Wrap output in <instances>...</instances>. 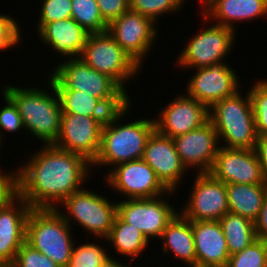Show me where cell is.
<instances>
[{"label":"cell","mask_w":267,"mask_h":267,"mask_svg":"<svg viewBox=\"0 0 267 267\" xmlns=\"http://www.w3.org/2000/svg\"><path fill=\"white\" fill-rule=\"evenodd\" d=\"M43 146L14 172L13 189L32 209H57L58 204L82 189L93 167L80 154L53 144Z\"/></svg>","instance_id":"obj_1"},{"label":"cell","mask_w":267,"mask_h":267,"mask_svg":"<svg viewBox=\"0 0 267 267\" xmlns=\"http://www.w3.org/2000/svg\"><path fill=\"white\" fill-rule=\"evenodd\" d=\"M130 108L131 103L113 112L103 124L100 150L91 163L92 166L115 167L121 163L142 159L146 142L155 130V120L145 118L121 125L119 121L127 115Z\"/></svg>","instance_id":"obj_2"},{"label":"cell","mask_w":267,"mask_h":267,"mask_svg":"<svg viewBox=\"0 0 267 267\" xmlns=\"http://www.w3.org/2000/svg\"><path fill=\"white\" fill-rule=\"evenodd\" d=\"M48 81L52 95L39 88H19L13 85H6L2 91L17 106L24 130L42 140L43 145L54 144L57 140L63 113L58 94L51 80Z\"/></svg>","instance_id":"obj_3"},{"label":"cell","mask_w":267,"mask_h":267,"mask_svg":"<svg viewBox=\"0 0 267 267\" xmlns=\"http://www.w3.org/2000/svg\"><path fill=\"white\" fill-rule=\"evenodd\" d=\"M67 61L56 66L53 74L49 75L55 89L86 92L91 97L101 99L113 112L131 102L128 94L112 78L92 69L80 57Z\"/></svg>","instance_id":"obj_4"},{"label":"cell","mask_w":267,"mask_h":267,"mask_svg":"<svg viewBox=\"0 0 267 267\" xmlns=\"http://www.w3.org/2000/svg\"><path fill=\"white\" fill-rule=\"evenodd\" d=\"M209 120L213 123L219 140L226 142L222 147L255 149L258 136L249 92L243 97L239 90L215 103L209 109Z\"/></svg>","instance_id":"obj_5"},{"label":"cell","mask_w":267,"mask_h":267,"mask_svg":"<svg viewBox=\"0 0 267 267\" xmlns=\"http://www.w3.org/2000/svg\"><path fill=\"white\" fill-rule=\"evenodd\" d=\"M71 226L57 209H32L26 222V242L60 267H67L73 249Z\"/></svg>","instance_id":"obj_6"},{"label":"cell","mask_w":267,"mask_h":267,"mask_svg":"<svg viewBox=\"0 0 267 267\" xmlns=\"http://www.w3.org/2000/svg\"><path fill=\"white\" fill-rule=\"evenodd\" d=\"M79 57L92 69L112 78L126 93L125 82L141 69L108 31L89 34Z\"/></svg>","instance_id":"obj_7"},{"label":"cell","mask_w":267,"mask_h":267,"mask_svg":"<svg viewBox=\"0 0 267 267\" xmlns=\"http://www.w3.org/2000/svg\"><path fill=\"white\" fill-rule=\"evenodd\" d=\"M105 198L82 188L72 193L61 203L67 212L58 208L57 210L70 226L72 223L70 221L73 219L84 230L86 229L89 233H93L92 235L104 240L108 237L117 215V201L112 203Z\"/></svg>","instance_id":"obj_8"},{"label":"cell","mask_w":267,"mask_h":267,"mask_svg":"<svg viewBox=\"0 0 267 267\" xmlns=\"http://www.w3.org/2000/svg\"><path fill=\"white\" fill-rule=\"evenodd\" d=\"M235 34L231 28L211 23V27L190 38L187 46L179 53L177 64L197 69L223 62L232 50Z\"/></svg>","instance_id":"obj_9"},{"label":"cell","mask_w":267,"mask_h":267,"mask_svg":"<svg viewBox=\"0 0 267 267\" xmlns=\"http://www.w3.org/2000/svg\"><path fill=\"white\" fill-rule=\"evenodd\" d=\"M18 203V204H17ZM32 208L12 189L0 200V263L11 266L26 241V222Z\"/></svg>","instance_id":"obj_10"},{"label":"cell","mask_w":267,"mask_h":267,"mask_svg":"<svg viewBox=\"0 0 267 267\" xmlns=\"http://www.w3.org/2000/svg\"><path fill=\"white\" fill-rule=\"evenodd\" d=\"M162 197L117 201V215L124 222L139 228L149 241L154 237L160 240L168 223L178 213Z\"/></svg>","instance_id":"obj_11"},{"label":"cell","mask_w":267,"mask_h":267,"mask_svg":"<svg viewBox=\"0 0 267 267\" xmlns=\"http://www.w3.org/2000/svg\"><path fill=\"white\" fill-rule=\"evenodd\" d=\"M112 169L106 175L107 184L128 199L154 198L175 192L161 183L154 170L143 159L121 163Z\"/></svg>","instance_id":"obj_12"},{"label":"cell","mask_w":267,"mask_h":267,"mask_svg":"<svg viewBox=\"0 0 267 267\" xmlns=\"http://www.w3.org/2000/svg\"><path fill=\"white\" fill-rule=\"evenodd\" d=\"M155 22L140 13L125 12L108 24L107 31L118 45L141 67L144 59L157 38ZM148 52V53H147Z\"/></svg>","instance_id":"obj_13"},{"label":"cell","mask_w":267,"mask_h":267,"mask_svg":"<svg viewBox=\"0 0 267 267\" xmlns=\"http://www.w3.org/2000/svg\"><path fill=\"white\" fill-rule=\"evenodd\" d=\"M196 174L189 203L180 213L190 221H219L229 212L226 184L209 173Z\"/></svg>","instance_id":"obj_14"},{"label":"cell","mask_w":267,"mask_h":267,"mask_svg":"<svg viewBox=\"0 0 267 267\" xmlns=\"http://www.w3.org/2000/svg\"><path fill=\"white\" fill-rule=\"evenodd\" d=\"M224 62L195 69L196 74L189 79L185 94L210 109L215 103L239 91V77Z\"/></svg>","instance_id":"obj_15"},{"label":"cell","mask_w":267,"mask_h":267,"mask_svg":"<svg viewBox=\"0 0 267 267\" xmlns=\"http://www.w3.org/2000/svg\"><path fill=\"white\" fill-rule=\"evenodd\" d=\"M102 127L97 118L62 113L60 133L53 145L80 154L92 163L100 150Z\"/></svg>","instance_id":"obj_16"},{"label":"cell","mask_w":267,"mask_h":267,"mask_svg":"<svg viewBox=\"0 0 267 267\" xmlns=\"http://www.w3.org/2000/svg\"><path fill=\"white\" fill-rule=\"evenodd\" d=\"M208 173L225 184H267L254 149L221 146Z\"/></svg>","instance_id":"obj_17"},{"label":"cell","mask_w":267,"mask_h":267,"mask_svg":"<svg viewBox=\"0 0 267 267\" xmlns=\"http://www.w3.org/2000/svg\"><path fill=\"white\" fill-rule=\"evenodd\" d=\"M173 140L186 169L197 167V173L210 171L220 149L218 133L210 120L197 129L174 137Z\"/></svg>","instance_id":"obj_18"},{"label":"cell","mask_w":267,"mask_h":267,"mask_svg":"<svg viewBox=\"0 0 267 267\" xmlns=\"http://www.w3.org/2000/svg\"><path fill=\"white\" fill-rule=\"evenodd\" d=\"M161 110L160 117L155 119V129L170 138L197 129L209 121V108L187 94L178 95Z\"/></svg>","instance_id":"obj_19"},{"label":"cell","mask_w":267,"mask_h":267,"mask_svg":"<svg viewBox=\"0 0 267 267\" xmlns=\"http://www.w3.org/2000/svg\"><path fill=\"white\" fill-rule=\"evenodd\" d=\"M142 159L168 190L176 191L186 167L180 160L173 138L164 136L155 129L146 142Z\"/></svg>","instance_id":"obj_20"},{"label":"cell","mask_w":267,"mask_h":267,"mask_svg":"<svg viewBox=\"0 0 267 267\" xmlns=\"http://www.w3.org/2000/svg\"><path fill=\"white\" fill-rule=\"evenodd\" d=\"M196 267H226L230 257L219 221H192Z\"/></svg>","instance_id":"obj_21"},{"label":"cell","mask_w":267,"mask_h":267,"mask_svg":"<svg viewBox=\"0 0 267 267\" xmlns=\"http://www.w3.org/2000/svg\"><path fill=\"white\" fill-rule=\"evenodd\" d=\"M37 35L42 43L55 49L64 58H78L85 46L88 33L72 18L38 23Z\"/></svg>","instance_id":"obj_22"},{"label":"cell","mask_w":267,"mask_h":267,"mask_svg":"<svg viewBox=\"0 0 267 267\" xmlns=\"http://www.w3.org/2000/svg\"><path fill=\"white\" fill-rule=\"evenodd\" d=\"M204 22L214 20L216 24L235 30V21H247L267 16V0H203Z\"/></svg>","instance_id":"obj_23"},{"label":"cell","mask_w":267,"mask_h":267,"mask_svg":"<svg viewBox=\"0 0 267 267\" xmlns=\"http://www.w3.org/2000/svg\"><path fill=\"white\" fill-rule=\"evenodd\" d=\"M164 241L162 251L172 252L174 257L180 258L189 267H196V250L192 231V221L186 219L181 213L168 223L160 237Z\"/></svg>","instance_id":"obj_24"},{"label":"cell","mask_w":267,"mask_h":267,"mask_svg":"<svg viewBox=\"0 0 267 267\" xmlns=\"http://www.w3.org/2000/svg\"><path fill=\"white\" fill-rule=\"evenodd\" d=\"M226 190L229 212L254 222L267 195V184H226Z\"/></svg>","instance_id":"obj_25"},{"label":"cell","mask_w":267,"mask_h":267,"mask_svg":"<svg viewBox=\"0 0 267 267\" xmlns=\"http://www.w3.org/2000/svg\"><path fill=\"white\" fill-rule=\"evenodd\" d=\"M63 113L85 115L99 119L103 124L113 111L101 100L86 92L71 89H55Z\"/></svg>","instance_id":"obj_26"},{"label":"cell","mask_w":267,"mask_h":267,"mask_svg":"<svg viewBox=\"0 0 267 267\" xmlns=\"http://www.w3.org/2000/svg\"><path fill=\"white\" fill-rule=\"evenodd\" d=\"M105 240L112 243L115 251L119 254L132 257V261L146 249L150 242L139 228L124 222L118 215H116L110 233Z\"/></svg>","instance_id":"obj_27"},{"label":"cell","mask_w":267,"mask_h":267,"mask_svg":"<svg viewBox=\"0 0 267 267\" xmlns=\"http://www.w3.org/2000/svg\"><path fill=\"white\" fill-rule=\"evenodd\" d=\"M219 222L227 241L230 256L247 248L258 239L254 222L246 217L227 212Z\"/></svg>","instance_id":"obj_28"},{"label":"cell","mask_w":267,"mask_h":267,"mask_svg":"<svg viewBox=\"0 0 267 267\" xmlns=\"http://www.w3.org/2000/svg\"><path fill=\"white\" fill-rule=\"evenodd\" d=\"M71 18L88 34L108 29V23L102 18L96 0H72Z\"/></svg>","instance_id":"obj_29"},{"label":"cell","mask_w":267,"mask_h":267,"mask_svg":"<svg viewBox=\"0 0 267 267\" xmlns=\"http://www.w3.org/2000/svg\"><path fill=\"white\" fill-rule=\"evenodd\" d=\"M226 267H267V240L257 239L247 248L232 254Z\"/></svg>","instance_id":"obj_30"},{"label":"cell","mask_w":267,"mask_h":267,"mask_svg":"<svg viewBox=\"0 0 267 267\" xmlns=\"http://www.w3.org/2000/svg\"><path fill=\"white\" fill-rule=\"evenodd\" d=\"M73 245L71 258L67 267H101L109 258V252H106L98 244L88 243L79 247Z\"/></svg>","instance_id":"obj_31"},{"label":"cell","mask_w":267,"mask_h":267,"mask_svg":"<svg viewBox=\"0 0 267 267\" xmlns=\"http://www.w3.org/2000/svg\"><path fill=\"white\" fill-rule=\"evenodd\" d=\"M257 136H267V79L249 89Z\"/></svg>","instance_id":"obj_32"},{"label":"cell","mask_w":267,"mask_h":267,"mask_svg":"<svg viewBox=\"0 0 267 267\" xmlns=\"http://www.w3.org/2000/svg\"><path fill=\"white\" fill-rule=\"evenodd\" d=\"M182 5L179 0H129L131 11L149 17L154 22L166 13L179 11Z\"/></svg>","instance_id":"obj_33"},{"label":"cell","mask_w":267,"mask_h":267,"mask_svg":"<svg viewBox=\"0 0 267 267\" xmlns=\"http://www.w3.org/2000/svg\"><path fill=\"white\" fill-rule=\"evenodd\" d=\"M10 267H60L49 257L34 249L26 241L17 251L14 263Z\"/></svg>","instance_id":"obj_34"},{"label":"cell","mask_w":267,"mask_h":267,"mask_svg":"<svg viewBox=\"0 0 267 267\" xmlns=\"http://www.w3.org/2000/svg\"><path fill=\"white\" fill-rule=\"evenodd\" d=\"M39 23L71 18L72 0H42Z\"/></svg>","instance_id":"obj_35"},{"label":"cell","mask_w":267,"mask_h":267,"mask_svg":"<svg viewBox=\"0 0 267 267\" xmlns=\"http://www.w3.org/2000/svg\"><path fill=\"white\" fill-rule=\"evenodd\" d=\"M6 105L0 109V140H2L1 129L7 132H17L24 129L22 117L15 103L3 92Z\"/></svg>","instance_id":"obj_36"},{"label":"cell","mask_w":267,"mask_h":267,"mask_svg":"<svg viewBox=\"0 0 267 267\" xmlns=\"http://www.w3.org/2000/svg\"><path fill=\"white\" fill-rule=\"evenodd\" d=\"M21 33L16 19L0 14V51L20 44Z\"/></svg>","instance_id":"obj_37"},{"label":"cell","mask_w":267,"mask_h":267,"mask_svg":"<svg viewBox=\"0 0 267 267\" xmlns=\"http://www.w3.org/2000/svg\"><path fill=\"white\" fill-rule=\"evenodd\" d=\"M102 18L109 24L113 19L121 17L129 8V0H96Z\"/></svg>","instance_id":"obj_38"},{"label":"cell","mask_w":267,"mask_h":267,"mask_svg":"<svg viewBox=\"0 0 267 267\" xmlns=\"http://www.w3.org/2000/svg\"><path fill=\"white\" fill-rule=\"evenodd\" d=\"M256 235L258 239L267 240V195L258 218L254 221Z\"/></svg>","instance_id":"obj_39"},{"label":"cell","mask_w":267,"mask_h":267,"mask_svg":"<svg viewBox=\"0 0 267 267\" xmlns=\"http://www.w3.org/2000/svg\"><path fill=\"white\" fill-rule=\"evenodd\" d=\"M267 183V136H258L255 149Z\"/></svg>","instance_id":"obj_40"},{"label":"cell","mask_w":267,"mask_h":267,"mask_svg":"<svg viewBox=\"0 0 267 267\" xmlns=\"http://www.w3.org/2000/svg\"><path fill=\"white\" fill-rule=\"evenodd\" d=\"M8 174V175H7ZM0 172V200L13 189L12 179L14 172Z\"/></svg>","instance_id":"obj_41"},{"label":"cell","mask_w":267,"mask_h":267,"mask_svg":"<svg viewBox=\"0 0 267 267\" xmlns=\"http://www.w3.org/2000/svg\"><path fill=\"white\" fill-rule=\"evenodd\" d=\"M111 257V258H110ZM105 263L101 267H128L125 264L121 263L120 261L115 260V258L112 259L113 256H110Z\"/></svg>","instance_id":"obj_42"},{"label":"cell","mask_w":267,"mask_h":267,"mask_svg":"<svg viewBox=\"0 0 267 267\" xmlns=\"http://www.w3.org/2000/svg\"><path fill=\"white\" fill-rule=\"evenodd\" d=\"M0 267H9V266L0 263Z\"/></svg>","instance_id":"obj_43"},{"label":"cell","mask_w":267,"mask_h":267,"mask_svg":"<svg viewBox=\"0 0 267 267\" xmlns=\"http://www.w3.org/2000/svg\"><path fill=\"white\" fill-rule=\"evenodd\" d=\"M182 4L186 1V0H179Z\"/></svg>","instance_id":"obj_44"}]
</instances>
